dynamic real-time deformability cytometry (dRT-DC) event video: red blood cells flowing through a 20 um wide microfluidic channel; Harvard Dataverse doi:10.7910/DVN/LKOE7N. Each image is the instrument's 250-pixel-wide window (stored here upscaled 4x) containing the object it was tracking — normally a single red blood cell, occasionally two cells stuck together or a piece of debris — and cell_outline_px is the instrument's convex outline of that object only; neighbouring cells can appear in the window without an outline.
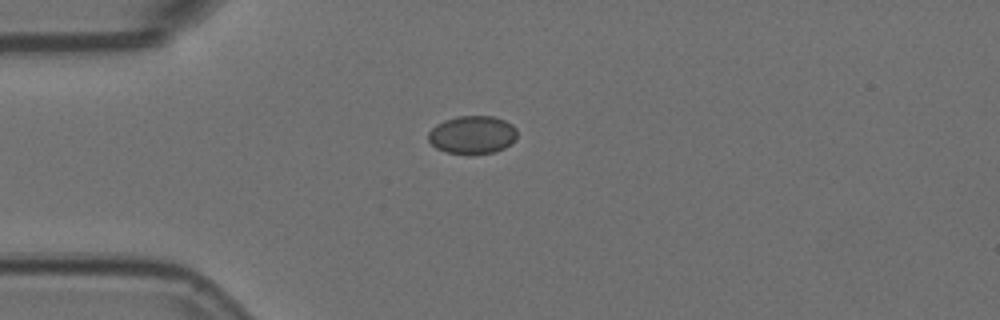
{"species": "Egyptian fruit bat (a non-hibernating species)", "species_latin": "Rousettus aegyptiacus", "temperature_condition": "room temperature", "stored_images_in_passage": 3, "camera_frame_rate_fps": 3000, "um_per_image_px": 0.085, "animal": {"sex": "female"}, "frame": {"image": 1, "passage_image": 1, "time_ms": 0.0, "image_size_px": [1000, 320], "cell_outline_px": [[516, 140], [504, 148], [496, 152], [448, 152], [436, 148], [428, 140], [428, 132], [436, 124], [444, 120], [456, 116], [492, 116], [504, 120], [512, 124], [516, 128]], "centroid_in_image_um": [40.15, 11.42], "position_along_channel_um": 44.8, "area_um2": 19.42}}
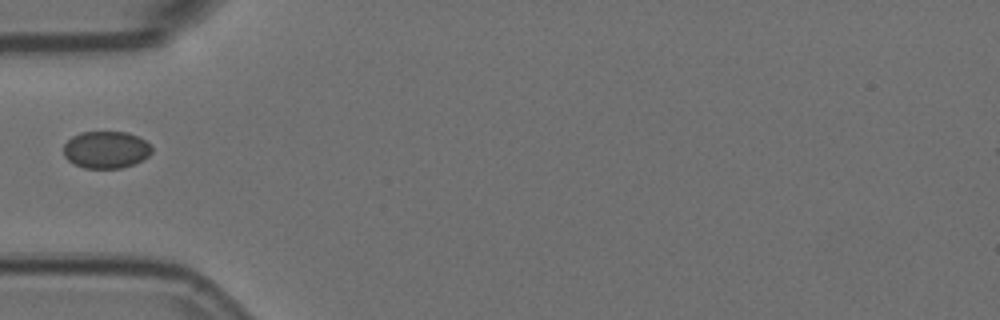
{"frame": {"image": 2, "passage_image": 2, "time_ms": 0.333, "image_size_px": [1000, 320], "cell_outline_px": [[152, 152], [148, 156], [132, 164], [120, 168], [84, 168], [68, 160], [64, 156], [64, 144], [72, 136], [80, 132], [128, 132], [144, 140], [152, 148]], "centroid_in_image_um": [8.99, 12.72], "position_along_channel_um": 76.0, "area_um2": 18.9}}
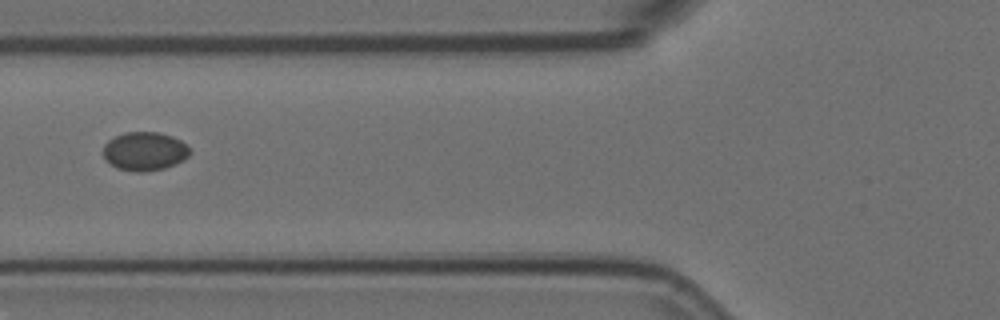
{"frame": {"image": 3, "passage_image": 3, "time_ms": 0.667, "image_size_px": [1000, 320], "cell_outline_px": [[192, 152], [184, 160], [164, 168], [144, 172], [136, 172], [116, 168], [104, 156], [104, 144], [108, 140], [124, 132], [160, 132], [172, 136], [188, 144]], "centroid_in_image_um": [12.34, 12.85], "position_along_channel_um": 113.5, "area_um2": 19.59}}